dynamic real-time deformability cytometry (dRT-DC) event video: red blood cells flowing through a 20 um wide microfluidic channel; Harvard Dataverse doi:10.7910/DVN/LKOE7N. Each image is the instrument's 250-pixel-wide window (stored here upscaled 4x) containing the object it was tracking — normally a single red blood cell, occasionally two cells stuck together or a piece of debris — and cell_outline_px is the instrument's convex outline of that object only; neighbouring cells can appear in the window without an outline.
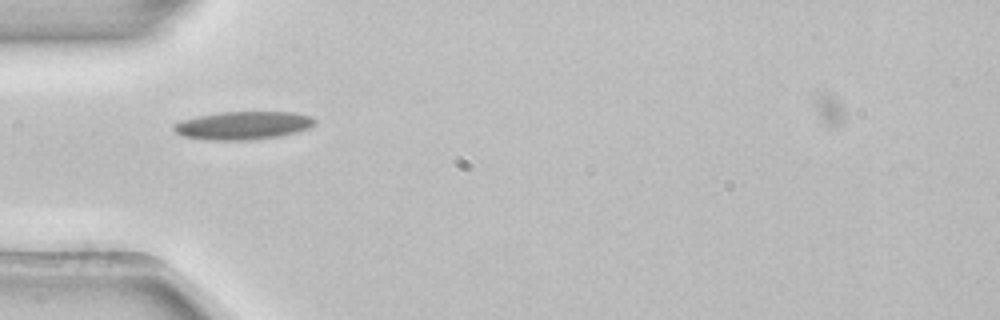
{"species": "common noctule bat (a hibernating species)", "species_latin": "Nyctalus noctula", "temperature_condition": "room temperature", "stored_images_in_passage": 1, "camera_frame_rate_fps": 3000, "um_per_image_px": 0.085, "animal": {"sex": "female", "body_mass_g": 22.7, "forearm_length_mm": 54.2}, "frame": {"image": 1, "passage_image": 1, "time_ms": 0.0, "image_size_px": [1000, 320], "cell_outline_px": [[316, 124], [308, 128], [296, 132], [280, 136], [252, 140], [212, 140], [180, 136], [172, 128], [172, 124], [180, 120], [196, 116], [220, 112], [296, 112], [312, 116], [316, 120]], "centroid_in_image_um": [20.65, 10.66], "position_along_channel_um": 64.4, "area_um2": 23.41}}